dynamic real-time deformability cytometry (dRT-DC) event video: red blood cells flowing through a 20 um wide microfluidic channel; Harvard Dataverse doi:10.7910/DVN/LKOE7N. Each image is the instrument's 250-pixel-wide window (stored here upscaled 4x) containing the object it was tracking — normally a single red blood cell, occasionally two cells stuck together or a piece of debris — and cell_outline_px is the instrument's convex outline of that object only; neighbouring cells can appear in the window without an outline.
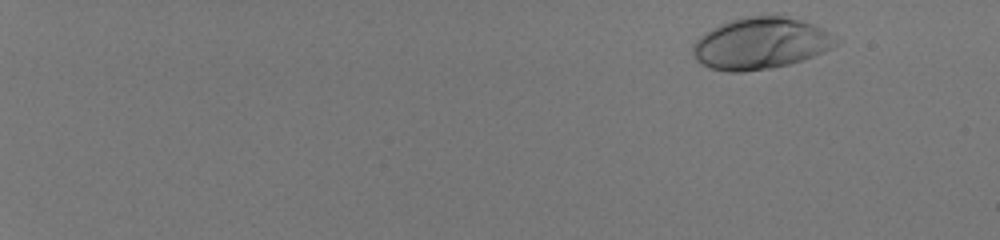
{"species": "human", "species_latin": "Homo sapiens", "temperature_condition": "room temperature", "stored_images_in_passage": 52, "camera_frame_rate_fps": 3000, "um_per_image_px": 0.085, "donor": {"sex": "male"}, "frame": {"image": 1, "passage_image": 3, "time_ms": 0.667, "image_size_px": [1000, 240], "cell_outline_px": [[840, 40], [832, 48], [824, 52], [804, 60], [772, 68], [740, 72], [728, 72], [712, 68], [700, 64], [692, 56], [692, 48], [696, 40], [700, 36], [712, 28], [720, 24], [744, 16], [784, 16], [800, 20], [812, 24], [836, 36]], "centroid_in_image_um": [64.65, 3.7], "position_along_channel_um": 20.4, "area_um2": 43.0}}
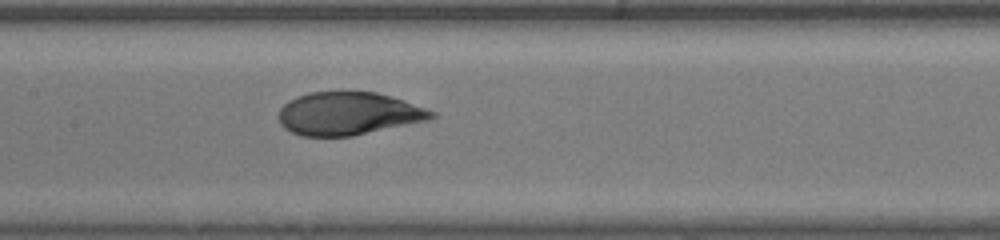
{"frame": {"image": 2, "passage_image": 30, "time_ms": 9.667, "image_size_px": [1000, 240], "cell_outline_px": [[436, 116], [432, 120], [352, 136], [300, 136], [284, 128], [280, 124], [276, 116], [280, 108], [288, 100], [296, 96], [308, 92], [376, 92], [404, 100], [436, 112]], "centroid_in_image_um": [29.6, 9.66], "position_along_channel_um": 177.8, "area_um2": 38.67}}
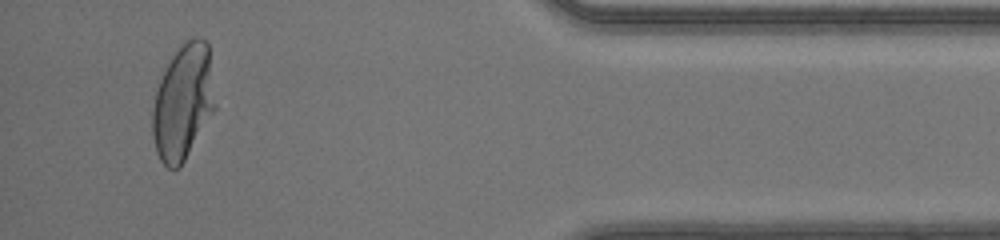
{"frame": {"image": 3, "passage_image": 50, "time_ms": 16.333, "image_size_px": [1000, 240], "cell_outline_px": [[216, 108], [180, 168], [168, 168], [160, 160], [156, 152], [152, 136], [152, 108], [156, 92], [160, 80], [172, 56], [180, 44], [196, 36], [200, 36], [208, 44], [216, 104]], "centroid_in_image_um": [15.56, 8.7], "position_along_channel_um": 419.6, "area_um2": 42.19}, "authors_computed_cell_mechanics": {"area_um2": 39.4774, "velocity_mm_per_s": 4.1343, "shape_relaxation_time_tau1_ms": 3.9469, "shape_relaxation_time_tau2_ms": null, "deformation_change_tau1": 0.2207, "deformation_change_tau2": null}}